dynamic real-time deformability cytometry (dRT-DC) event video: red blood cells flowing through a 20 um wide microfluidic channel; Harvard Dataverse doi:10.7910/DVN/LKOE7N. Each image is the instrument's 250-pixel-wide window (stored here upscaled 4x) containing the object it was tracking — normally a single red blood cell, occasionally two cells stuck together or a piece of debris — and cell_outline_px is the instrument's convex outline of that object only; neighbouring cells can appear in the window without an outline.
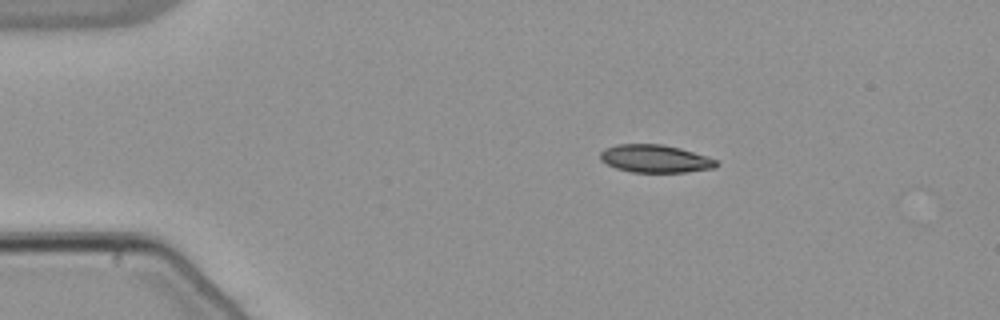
{"species": "common noctule bat (a hibernating species)", "species_latin": "Nyctalus noctula", "temperature_condition": "warm", "stored_images_in_passage": 43, "camera_frame_rate_fps": 3000, "um_per_image_px": 0.085, "animal": {"sex": "male", "body_mass_g": 21.5, "forearm_length_mm": 52.0}, "frame": {"image": 1, "passage_image": 1, "time_ms": 0.0, "image_size_px": [1000, 320], "cell_outline_px": [[720, 164], [716, 168], [688, 172], [632, 172], [616, 168], [600, 160], [600, 152], [604, 148], [616, 144], [664, 144], [680, 148], [716, 160]], "centroid_in_image_um": [55.68, 13.49], "position_along_channel_um": 29.3, "area_um2": 18.84}}
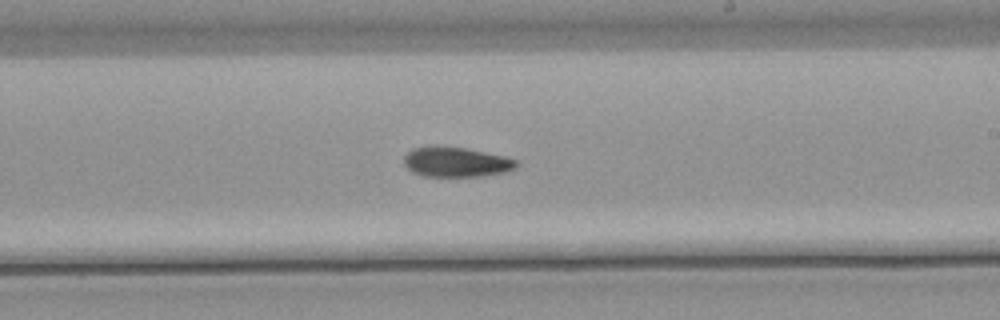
{"frame": {"image": 2, "passage_image": 23, "time_ms": 7.333, "image_size_px": [1000, 320], "cell_outline_px": [[520, 164], [516, 168], [504, 172], [480, 176], [424, 176], [412, 172], [404, 164], [404, 156], [412, 148], [432, 144], [436, 144], [464, 148], [504, 156], [516, 160]], "centroid_in_image_um": [38.73, 13.75], "position_along_channel_um": 250.3, "area_um2": 19.83}}
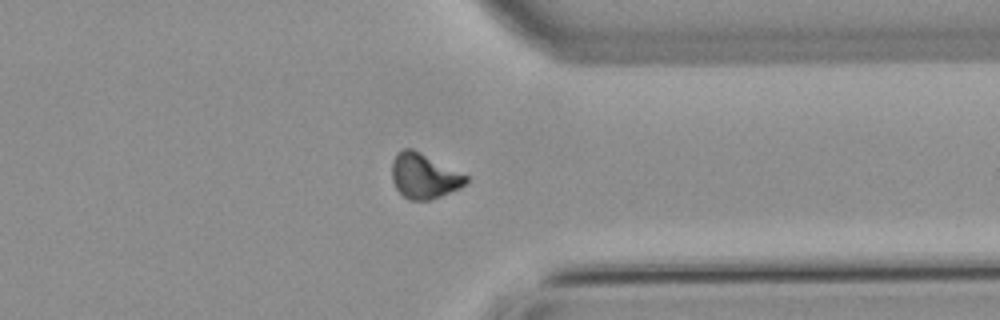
{"frame": {"image": 3, "passage_image": 33, "time_ms": 10.667, "image_size_px": [1000, 320], "cell_outline_px": [[468, 180], [460, 188], [440, 196], [428, 200], [408, 200], [396, 188], [392, 180], [392, 160], [396, 152], [404, 148], [412, 148], [468, 176]], "centroid_in_image_um": [36.01, 14.95], "position_along_channel_um": 375.4, "area_um2": 19.31}, "authors_computed_cell_mechanics": {"area_um2": 19.7098, "velocity_mm_per_s": 3.8461, "shape_relaxation_time_tau1_ms": null, "shape_relaxation_time_tau2_ms": 7.4021, "deformation_change_tau1": null, "deformation_change_tau2": 0.1392}}